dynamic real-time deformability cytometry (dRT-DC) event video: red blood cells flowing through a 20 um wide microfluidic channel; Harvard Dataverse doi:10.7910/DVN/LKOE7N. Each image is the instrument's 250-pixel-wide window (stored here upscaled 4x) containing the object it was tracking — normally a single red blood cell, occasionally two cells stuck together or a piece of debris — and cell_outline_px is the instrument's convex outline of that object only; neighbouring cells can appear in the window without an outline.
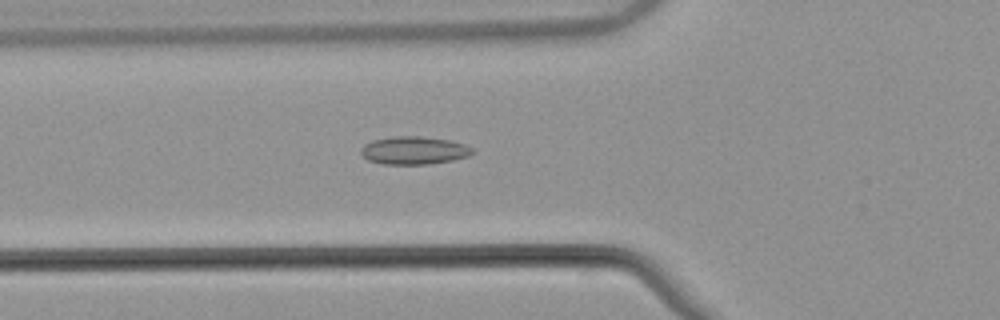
{"species": "common noctule bat (a hibernating species)", "species_latin": "Nyctalus noctula", "temperature_condition": "warm", "stored_images_in_passage": 55, "camera_frame_rate_fps": 3000, "um_per_image_px": 0.085, "animal": {"sex": "male", "body_mass_g": 21.5, "forearm_length_mm": 52.0}, "frame": {"image": 1, "passage_image": 20, "time_ms": 6.333, "image_size_px": [1000, 320], "cell_outline_px": [[476, 152], [468, 156], [452, 160], [428, 164], [384, 164], [368, 160], [360, 152], [360, 148], [364, 144], [372, 140], [392, 136], [420, 136], [448, 140], [464, 144], [472, 148]], "centroid_in_image_um": [35.17, 12.78], "position_along_channel_um": 90.6, "area_um2": 18.15}}
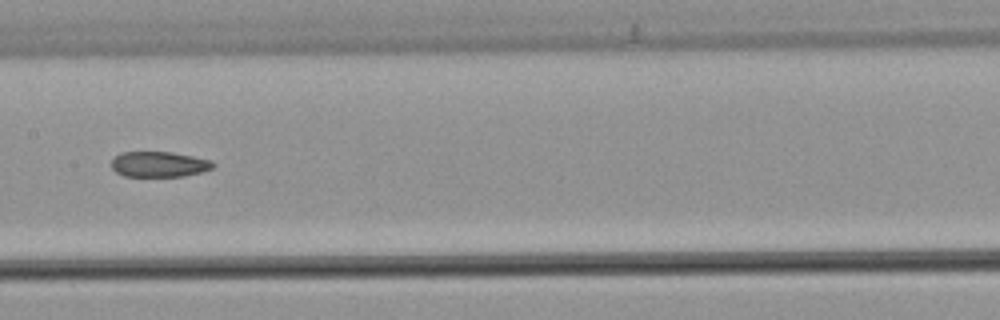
{"frame": {"image": 2, "passage_image": 28, "time_ms": 9.0, "image_size_px": [1000, 320], "cell_outline_px": [[216, 164], [212, 168], [200, 172], [184, 176], [124, 176], [116, 172], [112, 168], [112, 160], [120, 152], [172, 152], [212, 160]], "centroid_in_image_um": [13.53, 13.96], "position_along_channel_um": 193.9, "area_um2": 15.03}}
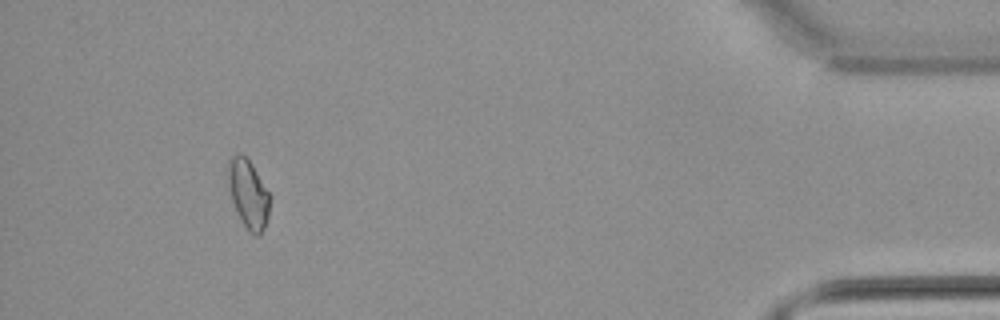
{"frame": {"image": 3, "passage_image": 50, "time_ms": 16.333, "image_size_px": [1000, 320], "cell_outline_px": [[268, 216], [264, 228], [260, 236], [256, 236], [248, 232], [232, 200], [228, 184], [228, 160], [232, 156], [240, 152], [252, 164], [268, 192]], "centroid_in_image_um": [21.09, 16.48], "position_along_channel_um": 414.1, "area_um2": 16.24}}